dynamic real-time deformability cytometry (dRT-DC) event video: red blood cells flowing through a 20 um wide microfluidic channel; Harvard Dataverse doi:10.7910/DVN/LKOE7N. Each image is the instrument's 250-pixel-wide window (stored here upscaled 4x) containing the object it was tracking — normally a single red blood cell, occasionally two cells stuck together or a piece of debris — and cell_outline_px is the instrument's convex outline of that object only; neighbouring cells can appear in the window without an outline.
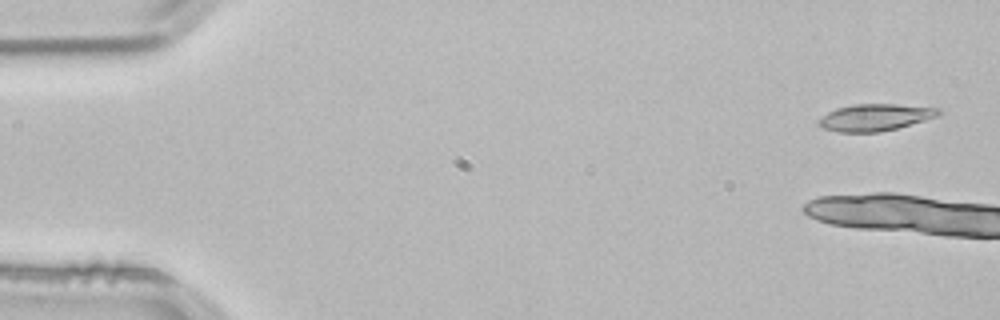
{"species": "common noctule bat (a hibernating species)", "species_latin": "Nyctalus noctula", "temperature_condition": "room temperature", "stored_images_in_passage": 6, "camera_frame_rate_fps": 3000, "um_per_image_px": 0.085, "animal": {"sex": "male", "body_mass_g": 21.5, "forearm_length_mm": 52.0}, "frame": {"image": 1, "passage_image": 1, "time_ms": 0.0, "image_size_px": [1000, 320], "cell_outline_px": [[940, 112], [936, 116], [924, 120], [896, 128], [880, 132], [840, 132], [824, 128], [816, 120], [820, 116], [836, 108], [852, 104], [896, 104], [940, 108]], "centroid_in_image_um": [74.33, 9.96], "position_along_channel_um": 10.7, "area_um2": 18.61}}